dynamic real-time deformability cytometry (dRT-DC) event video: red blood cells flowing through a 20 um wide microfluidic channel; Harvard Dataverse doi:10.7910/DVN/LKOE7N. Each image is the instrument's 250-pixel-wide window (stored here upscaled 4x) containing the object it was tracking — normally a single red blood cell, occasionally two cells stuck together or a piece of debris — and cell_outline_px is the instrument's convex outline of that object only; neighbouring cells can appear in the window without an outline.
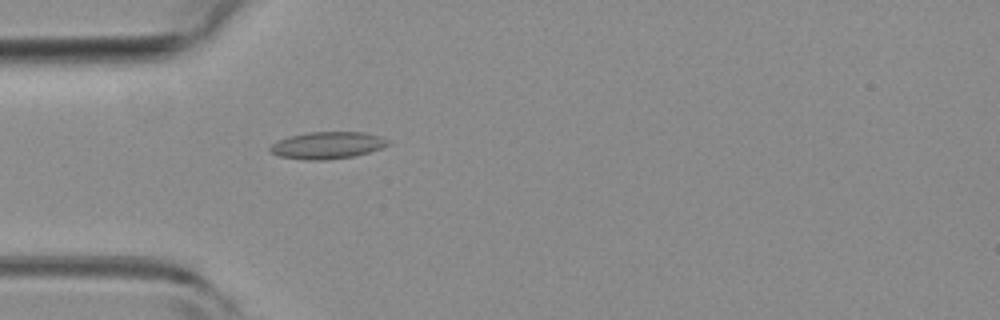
{"species": "common noctule bat (a hibernating species)", "species_latin": "Nyctalus noctula", "temperature_condition": "room temperature", "stored_images_in_passage": 1, "camera_frame_rate_fps": 3000, "um_per_image_px": 0.085, "animal": {"sex": "female", "body_mass_g": 19.3, "forearm_length_mm": 54.1}, "frame": {"image": 1, "passage_image": 1, "time_ms": 0.0, "image_size_px": [1000, 320], "cell_outline_px": [[392, 140], [388, 144], [380, 148], [368, 152], [352, 156], [324, 160], [304, 160], [280, 156], [272, 152], [268, 148], [272, 144], [288, 136], [308, 132], [364, 132], [380, 136]], "centroid_in_image_um": [27.83, 12.34], "position_along_channel_um": 57.2, "area_um2": 18.44}}